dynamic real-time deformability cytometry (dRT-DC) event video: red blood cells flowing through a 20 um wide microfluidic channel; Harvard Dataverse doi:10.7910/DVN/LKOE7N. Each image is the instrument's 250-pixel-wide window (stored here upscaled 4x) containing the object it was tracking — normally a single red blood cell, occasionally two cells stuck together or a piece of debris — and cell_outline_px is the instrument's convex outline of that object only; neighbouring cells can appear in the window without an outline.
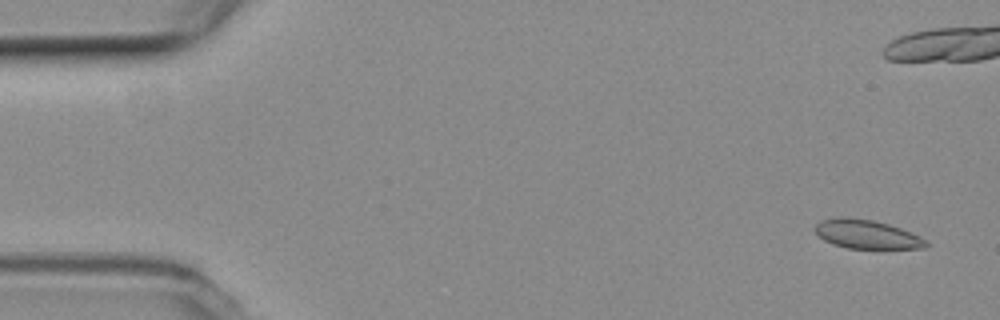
{"species": "common noctule bat (a hibernating species)", "species_latin": "Nyctalus noctula", "temperature_condition": "room temperature", "stored_images_in_passage": 8, "camera_frame_rate_fps": 3000, "um_per_image_px": 0.085, "animal": {"sex": "female", "body_mass_g": 19.3, "forearm_length_mm": 54.1}, "frame": {"image": 1, "passage_image": 3, "time_ms": 0.667, "image_size_px": [1000, 320], "cell_outline_px": [[928, 244], [924, 248], [848, 248], [832, 244], [824, 240], [812, 228], [820, 220], [836, 216], [848, 216], [872, 220], [888, 224], [900, 228], [920, 236], [928, 240]], "centroid_in_image_um": [73.63, 19.89], "position_along_channel_um": 11.4, "area_um2": 18.79}}